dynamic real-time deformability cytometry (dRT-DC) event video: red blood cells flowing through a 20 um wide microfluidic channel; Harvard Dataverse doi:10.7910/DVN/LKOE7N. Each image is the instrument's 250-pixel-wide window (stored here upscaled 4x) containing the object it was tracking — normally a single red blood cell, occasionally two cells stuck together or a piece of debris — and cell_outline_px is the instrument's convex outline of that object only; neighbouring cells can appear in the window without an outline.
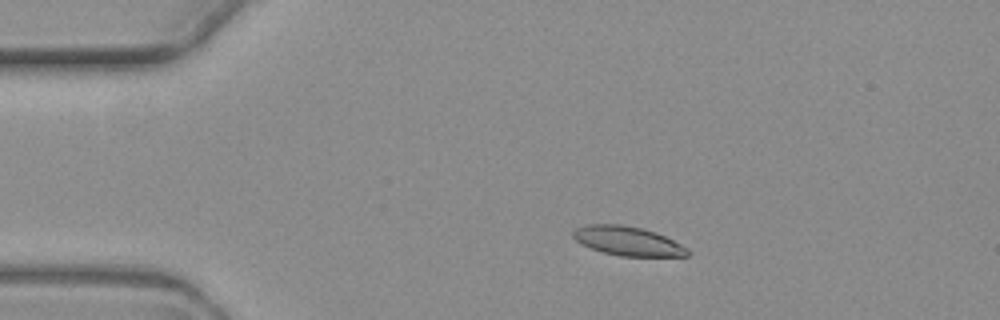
{"species": "common noctule bat (a hibernating species)", "species_latin": "Nyctalus noctula", "temperature_condition": "warm", "stored_images_in_passage": 8, "camera_frame_rate_fps": 3000, "um_per_image_px": 0.085, "animal": {"sex": "female", "body_mass_g": 19.3, "forearm_length_mm": 54.1}, "frame": {"image": 1, "passage_image": 3, "time_ms": 3.333, "image_size_px": [1000, 320], "cell_outline_px": [[692, 252], [688, 256], [620, 256], [600, 252], [576, 240], [572, 236], [572, 228], [588, 224], [620, 224], [640, 228], [656, 232], [688, 248]], "centroid_in_image_um": [53.34, 20.48], "position_along_channel_um": 31.7, "area_um2": 19.48}}
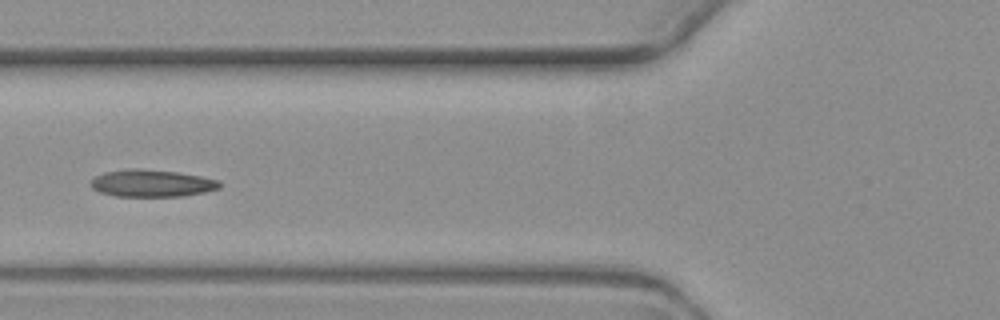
{"frame": {"image": 2, "passage_image": 6, "time_ms": 7.0, "image_size_px": [1000, 320], "cell_outline_px": [[220, 188], [204, 192], [184, 196], [116, 196], [100, 192], [92, 188], [88, 184], [88, 180], [104, 172], [132, 168], [140, 168], [176, 172], [200, 176], [220, 180]], "centroid_in_image_um": [12.86, 15.57], "position_along_channel_um": 112.9, "area_um2": 20.52}}
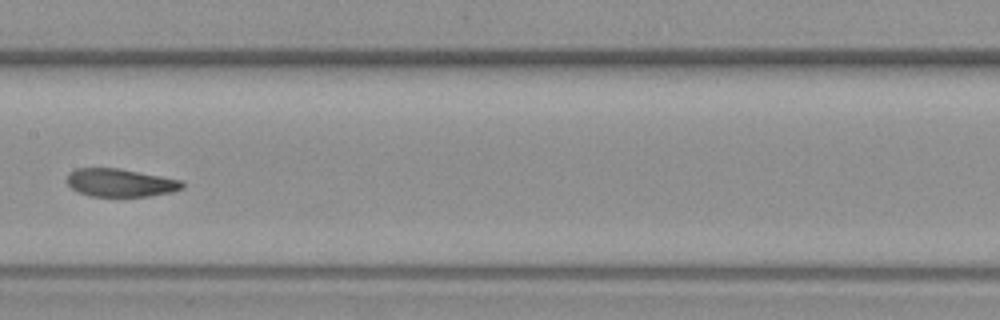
{"frame": {"image": 3, "passage_image": 8, "time_ms": 9.333, "image_size_px": [1000, 320], "cell_outline_px": [[184, 188], [172, 192], [148, 196], [88, 196], [76, 192], [68, 184], [68, 176], [76, 168], [116, 168], [184, 180]], "centroid_in_image_um": [10.26, 15.54], "position_along_channel_um": 197.1, "area_um2": 18.79}}